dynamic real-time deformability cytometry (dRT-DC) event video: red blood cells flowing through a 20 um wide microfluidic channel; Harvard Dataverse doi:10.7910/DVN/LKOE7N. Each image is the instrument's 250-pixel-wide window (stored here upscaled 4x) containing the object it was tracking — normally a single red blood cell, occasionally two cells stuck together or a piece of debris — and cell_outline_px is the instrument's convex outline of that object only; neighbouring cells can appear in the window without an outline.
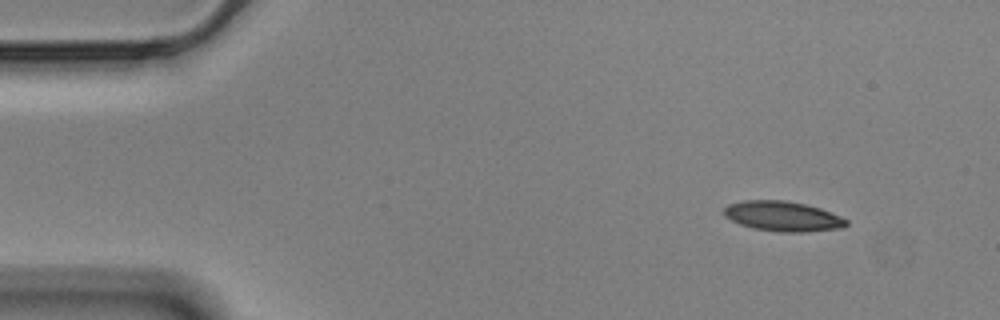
{"species": "Egyptian fruit bat (a non-hibernating species)", "species_latin": "Rousettus aegyptiacus", "temperature_condition": "cold", "stored_images_in_passage": 52, "camera_frame_rate_fps": 3000, "um_per_image_px": 0.085, "animal": {"sex": "male"}, "frame": {"image": 1, "passage_image": 1, "time_ms": 0.0, "image_size_px": [1000, 320], "cell_outline_px": [[848, 224], [844, 228], [804, 232], [780, 232], [752, 228], [740, 224], [724, 216], [724, 208], [728, 204], [744, 200], [784, 200], [804, 204], [820, 208], [840, 216], [848, 220]], "centroid_in_image_um": [66.54, 18.38], "position_along_channel_um": 18.5, "area_um2": 21.44}}
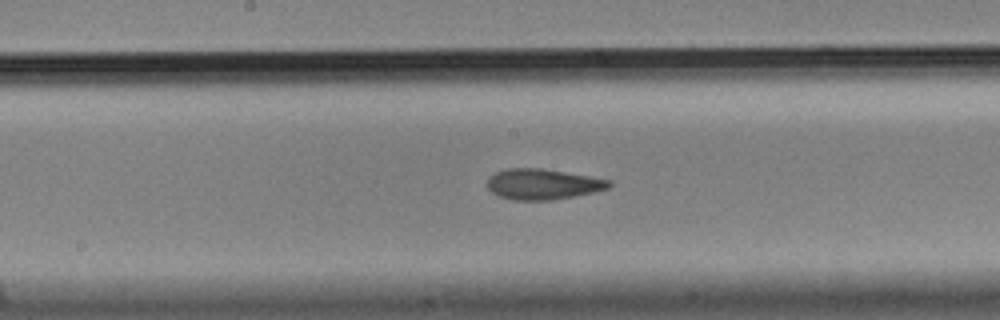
{"frame": {"image": 2, "passage_image": 24, "time_ms": 7.667, "image_size_px": [1000, 320], "cell_outline_px": [[612, 184], [608, 188], [592, 192], [552, 200], [512, 200], [500, 196], [492, 192], [488, 188], [488, 180], [496, 172], [508, 168], [540, 168], [612, 180]], "centroid_in_image_um": [46.14, 15.65], "position_along_channel_um": 202.1, "area_um2": 21.39}}
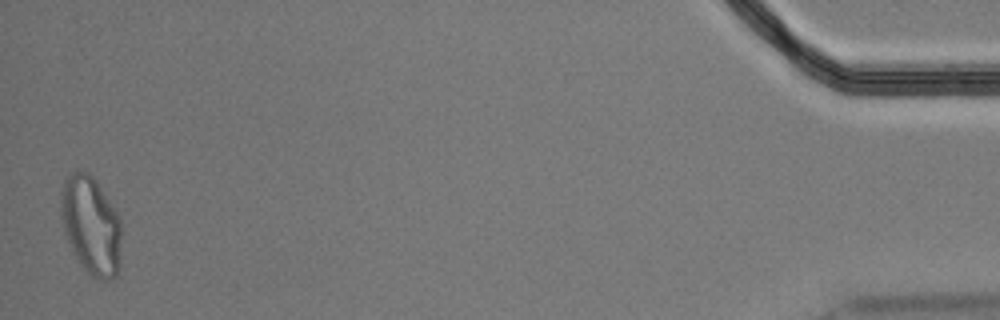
{"frame": {"image": 3, "passage_image": 51, "time_ms": 16.667, "image_size_px": [1000, 320], "cell_outline_px": [[120, 268], [116, 276], [108, 280], [96, 280], [80, 264], [72, 252], [64, 232], [60, 216], [60, 192], [64, 180], [72, 172], [88, 172], [96, 180], [116, 212], [120, 220]], "centroid_in_image_um": [7.71, 19.18], "position_along_channel_um": 427.5, "area_um2": 34.85}, "authors_computed_cell_mechanics": {"area_um2": 21.7906, "velocity_mm_per_s": 3.5254, "shape_relaxation_time_tau1_ms": 4.8683, "shape_relaxation_time_tau2_ms": 2.2012, "deformation_change_tau1": 0.1801, "deformation_change_tau2": 0.1022}}